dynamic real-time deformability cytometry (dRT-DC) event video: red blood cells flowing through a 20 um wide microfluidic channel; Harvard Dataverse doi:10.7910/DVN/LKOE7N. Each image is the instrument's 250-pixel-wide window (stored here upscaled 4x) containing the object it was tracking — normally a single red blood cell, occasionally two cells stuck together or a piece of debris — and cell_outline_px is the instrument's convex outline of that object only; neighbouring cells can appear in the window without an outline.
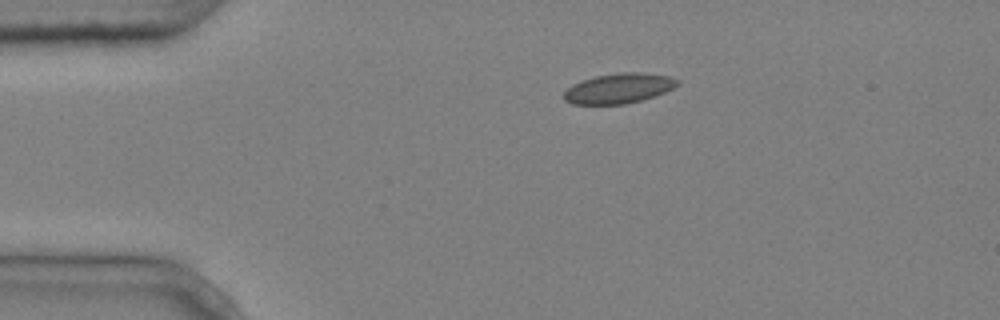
{"species": "common noctule bat (a hibernating species)", "species_latin": "Nyctalus noctula", "temperature_condition": "cold", "stored_images_in_passage": 6, "camera_frame_rate_fps": 3000, "um_per_image_px": 0.085, "animal": {"sex": "male", "body_mass_g": 20.4}, "frame": {"image": 1, "passage_image": 1, "time_ms": 0.0, "image_size_px": [1000, 320], "cell_outline_px": [[680, 84], [656, 96], [624, 104], [572, 104], [564, 100], [564, 92], [572, 84], [580, 80], [596, 76], [620, 72], [644, 72], [672, 76], [680, 80]], "centroid_in_image_um": [52.62, 7.49], "position_along_channel_um": 32.4, "area_um2": 20.06}}
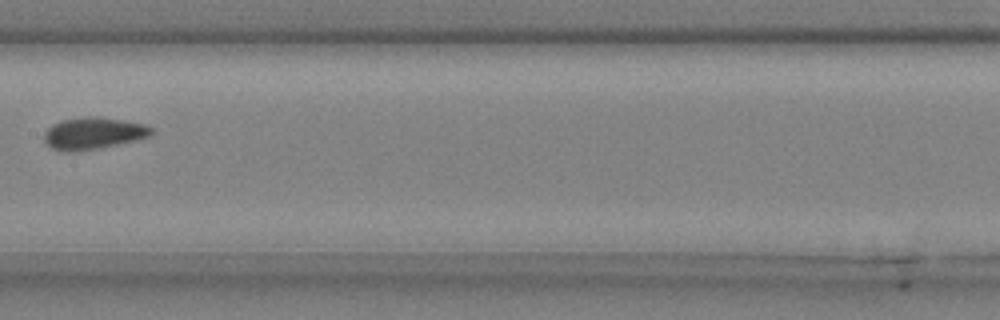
{"frame": {"image": 2, "passage_image": 5, "time_ms": 1.333, "image_size_px": [1000, 320], "cell_outline_px": [[152, 136], [136, 140], [76, 152], [64, 152], [52, 148], [44, 140], [44, 132], [52, 124], [60, 120], [88, 116], [96, 116], [144, 124], [152, 128]], "centroid_in_image_um": [7.9, 11.33], "position_along_channel_um": 199.5, "area_um2": 19.83}}
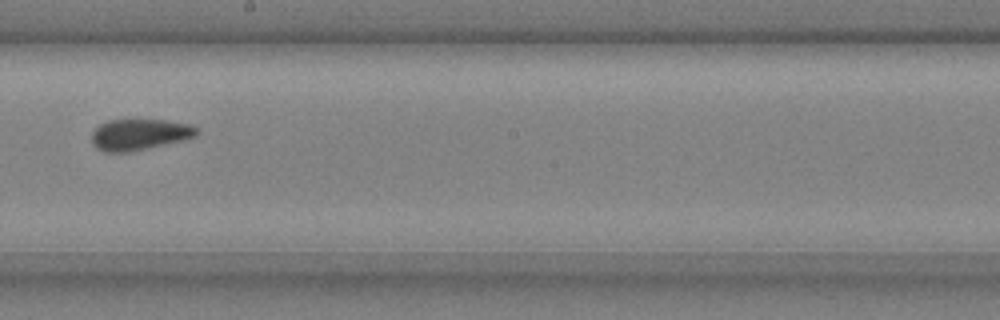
{"frame": {"image": 3, "passage_image": 6, "time_ms": 1.667, "image_size_px": [1000, 320], "cell_outline_px": [[200, 132], [196, 136], [184, 140], [128, 152], [104, 152], [96, 148], [92, 144], [92, 132], [100, 124], [108, 120], [164, 120], [188, 124], [196, 128]], "centroid_in_image_um": [11.84, 11.44], "position_along_channel_um": 236.4, "area_um2": 18.96}}